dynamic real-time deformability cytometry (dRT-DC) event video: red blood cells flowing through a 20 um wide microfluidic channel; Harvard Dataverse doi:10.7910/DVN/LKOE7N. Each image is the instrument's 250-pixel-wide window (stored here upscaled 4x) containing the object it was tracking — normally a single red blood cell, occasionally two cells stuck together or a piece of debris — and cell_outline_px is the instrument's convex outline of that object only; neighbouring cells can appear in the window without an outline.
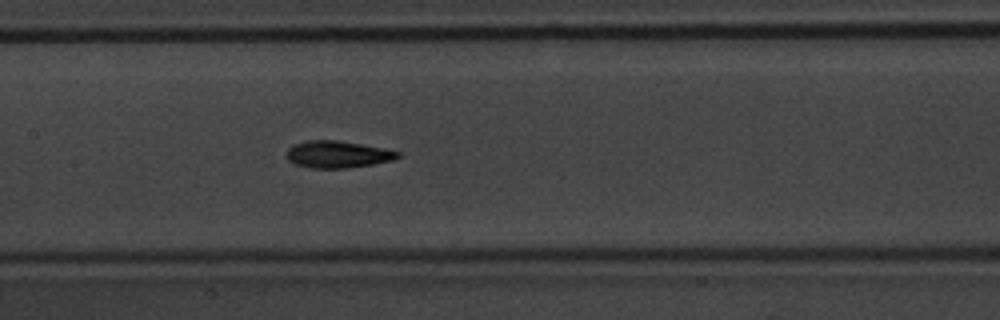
{"species": "common noctule bat (a hibernating species)", "species_latin": "Nyctalus noctula", "temperature_condition": "warm", "stored_images_in_passage": 44, "camera_frame_rate_fps": 3000, "um_per_image_px": 0.085, "animal": {"sex": "male", "body_mass_g": 20.1, "forearm_length_mm": 53.5}, "frame": {"image": 1, "passage_image": 26, "time_ms": 8.333, "image_size_px": [1000, 320], "cell_outline_px": [[400, 156], [392, 160], [372, 164], [348, 168], [312, 168], [296, 164], [288, 160], [288, 148], [292, 144], [308, 140], [336, 140], [384, 148], [400, 152]], "centroid_in_image_um": [28.69, 13.12], "position_along_channel_um": 178.7, "area_um2": 17.34}}